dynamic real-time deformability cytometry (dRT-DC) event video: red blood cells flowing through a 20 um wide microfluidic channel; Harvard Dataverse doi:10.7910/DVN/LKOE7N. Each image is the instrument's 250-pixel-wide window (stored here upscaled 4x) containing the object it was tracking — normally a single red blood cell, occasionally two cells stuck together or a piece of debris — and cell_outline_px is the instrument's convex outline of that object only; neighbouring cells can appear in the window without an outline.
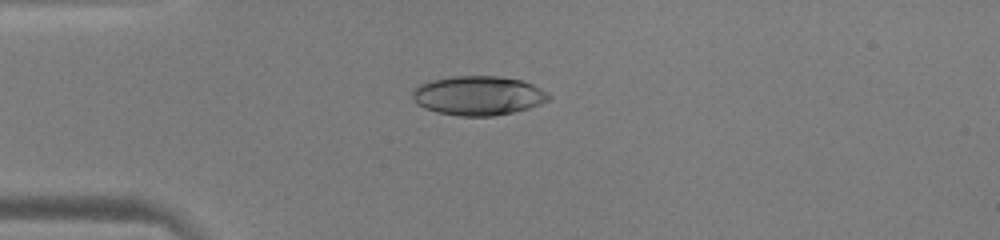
{"species": "human", "species_latin": "Homo sapiens", "temperature_condition": "warm", "stored_images_in_passage": 40, "camera_frame_rate_fps": 3000, "um_per_image_px": 0.085, "donor": {"sex": "male"}, "frame": {"image": 1, "passage_image": 2, "time_ms": 0.333, "image_size_px": [1000, 240], "cell_outline_px": [[552, 96], [548, 100], [540, 104], [528, 108], [512, 112], [492, 116], [460, 116], [436, 112], [424, 108], [416, 104], [412, 100], [412, 92], [420, 84], [428, 80], [452, 76], [496, 76], [520, 80], [532, 84], [548, 92]], "centroid_in_image_um": [40.62, 8.12], "position_along_channel_um": 44.4, "area_um2": 31.27}}
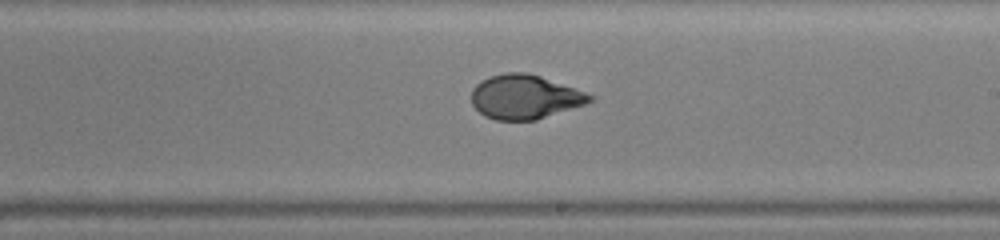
{"frame": {"image": 2, "passage_image": 19, "time_ms": 6.0, "image_size_px": [1000, 240], "cell_outline_px": [[592, 100], [584, 104], [536, 120], [496, 120], [484, 116], [472, 104], [472, 88], [480, 80], [488, 76], [504, 72], [524, 72], [540, 76], [584, 92], [592, 96]], "centroid_in_image_um": [44.54, 8.23], "position_along_channel_um": 244.5, "area_um2": 30.17}}
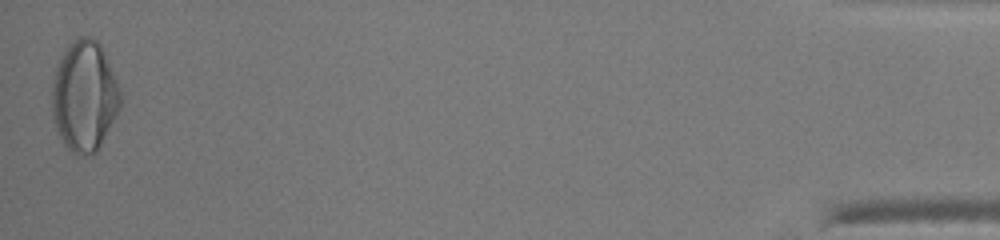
{"frame": {"image": 3, "passage_image": 40, "time_ms": 13.0, "image_size_px": [1000, 240], "cell_outline_px": [[120, 108], [96, 152], [80, 156], [76, 156], [64, 144], [56, 128], [52, 112], [52, 88], [56, 68], [60, 56], [68, 44], [72, 40], [80, 36], [92, 36], [100, 44], [112, 72], [120, 92]], "centroid_in_image_um": [7.15, 8.16], "position_along_channel_um": 428.1, "area_um2": 43.64}, "authors_computed_cell_mechanics": {"area_um2": 31.1253, "velocity_mm_per_s": 3.9475, "shape_relaxation_time_tau1_ms": 7.9653, "shape_relaxation_time_tau2_ms": null, "deformation_change_tau1": 0.3097, "deformation_change_tau2": null}}